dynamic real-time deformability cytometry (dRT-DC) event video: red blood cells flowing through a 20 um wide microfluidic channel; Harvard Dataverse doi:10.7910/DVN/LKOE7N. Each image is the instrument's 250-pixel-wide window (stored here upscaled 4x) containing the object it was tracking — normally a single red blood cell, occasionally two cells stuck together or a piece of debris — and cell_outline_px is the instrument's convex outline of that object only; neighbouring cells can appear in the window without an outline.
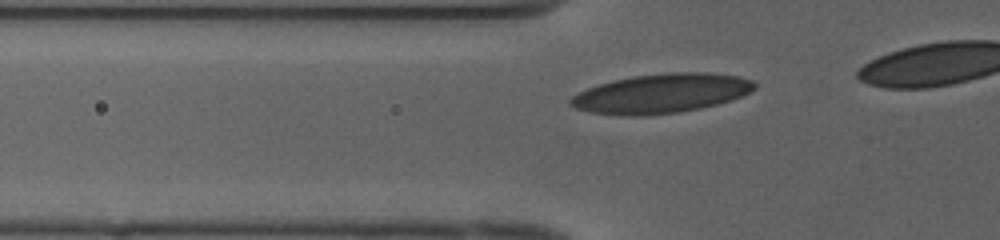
{"species": "human", "species_latin": "Homo sapiens", "temperature_condition": "cold", "stored_images_in_passage": 32, "camera_frame_rate_fps": 3000, "um_per_image_px": 0.085, "donor": {"sex": "female"}, "frame": {"image": 1, "passage_image": 7, "time_ms": 2.0, "image_size_px": [1000, 240], "cell_outline_px": [[756, 88], [740, 96], [716, 104], [700, 108], [680, 112], [640, 116], [628, 116], [588, 112], [576, 108], [568, 104], [568, 100], [576, 92], [600, 84], [616, 80], [636, 76], [668, 72], [704, 72], [740, 76], [752, 80], [756, 84]], "centroid_in_image_um": [56.17, 7.95], "position_along_channel_um": 69.6, "area_um2": 41.96}}
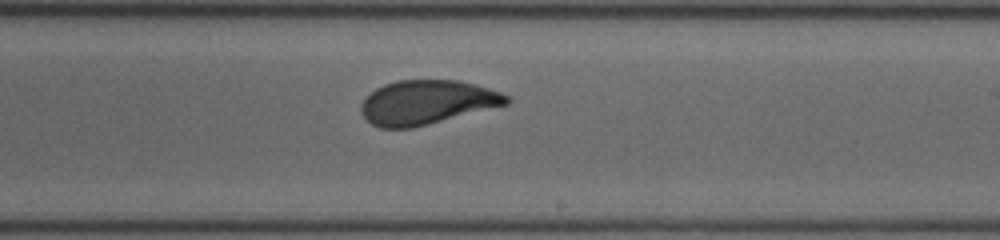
{"frame": {"image": 2, "passage_image": 21, "time_ms": 6.667, "image_size_px": [1000, 240], "cell_outline_px": [[512, 100], [508, 104], [412, 128], [380, 128], [372, 124], [360, 112], [360, 104], [376, 88], [384, 84], [396, 80], [456, 80], [488, 88], [500, 92], [508, 96]], "centroid_in_image_um": [36.27, 8.7], "position_along_channel_um": 252.7, "area_um2": 37.17}}
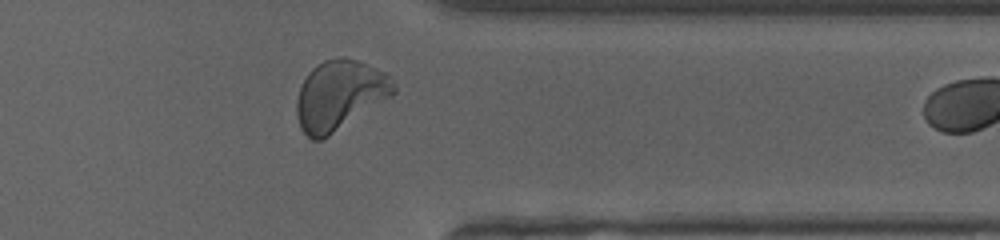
{"frame": {"image": 3, "passage_image": 31, "time_ms": 10.0, "image_size_px": [1000, 240], "cell_outline_px": [[396, 92], [392, 96], [328, 136], [320, 140], [312, 140], [300, 128], [296, 112], [296, 100], [300, 88], [308, 72], [316, 64], [324, 60], [336, 56], [344, 56], [356, 60], [384, 72], [396, 84]], "centroid_in_image_um": [28.85, 8.07], "position_along_channel_um": 382.5, "area_um2": 39.25}}